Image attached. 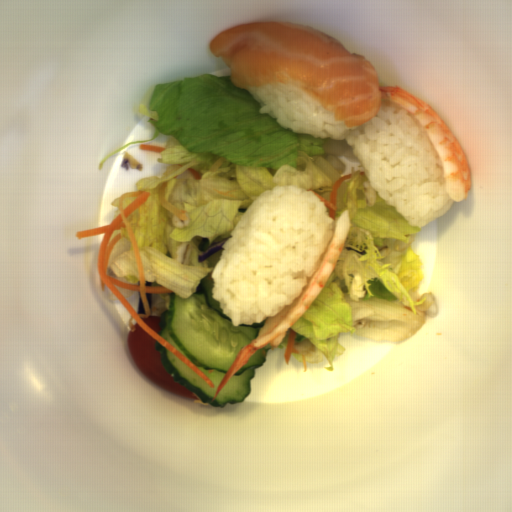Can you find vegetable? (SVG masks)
<instances>
[{
  "label": "vegetable",
  "mask_w": 512,
  "mask_h": 512,
  "mask_svg": "<svg viewBox=\"0 0 512 512\" xmlns=\"http://www.w3.org/2000/svg\"><path fill=\"white\" fill-rule=\"evenodd\" d=\"M350 175L341 182L336 198L335 221L346 210L351 212L337 266L278 346L286 348L293 329L299 353L290 357L299 363H320L325 358L328 371H333L336 357L344 354L339 344L343 333L400 344L412 339L440 311L435 295H417L425 275L423 261L413 251V235L422 227H411L377 192L369 206L366 171L353 166Z\"/></svg>",
  "instance_id": "2"
},
{
  "label": "vegetable",
  "mask_w": 512,
  "mask_h": 512,
  "mask_svg": "<svg viewBox=\"0 0 512 512\" xmlns=\"http://www.w3.org/2000/svg\"><path fill=\"white\" fill-rule=\"evenodd\" d=\"M111 206H115V214H114V217L115 219L118 217V215L121 213V209H120V197L117 198V199H114L111 203Z\"/></svg>",
  "instance_id": "4"
},
{
  "label": "vegetable",
  "mask_w": 512,
  "mask_h": 512,
  "mask_svg": "<svg viewBox=\"0 0 512 512\" xmlns=\"http://www.w3.org/2000/svg\"><path fill=\"white\" fill-rule=\"evenodd\" d=\"M116 235H121V237L110 252L106 274L126 285L139 287L141 281L134 249L126 226L116 229L112 233L108 244Z\"/></svg>",
  "instance_id": "3"
},
{
  "label": "vegetable",
  "mask_w": 512,
  "mask_h": 512,
  "mask_svg": "<svg viewBox=\"0 0 512 512\" xmlns=\"http://www.w3.org/2000/svg\"><path fill=\"white\" fill-rule=\"evenodd\" d=\"M230 75L201 74L155 85L139 116L154 128L150 139L133 141L113 151L99 163L133 144L169 136L158 163L167 167L161 177L136 181L137 192L148 191L144 204L128 217L137 240L145 282L164 286L171 293H151L149 316L169 309L171 294L187 299L196 294L201 280L213 272L208 258L200 261L202 238L212 243L231 233L251 204L276 186H298L327 202L335 181L341 178L326 160L324 138L294 133L277 119L259 113L260 104L246 87H236ZM223 157L222 167L210 172ZM202 175L195 180L186 170ZM167 181L166 200L185 210L187 221L158 201Z\"/></svg>",
  "instance_id": "1"
},
{
  "label": "vegetable",
  "mask_w": 512,
  "mask_h": 512,
  "mask_svg": "<svg viewBox=\"0 0 512 512\" xmlns=\"http://www.w3.org/2000/svg\"><path fill=\"white\" fill-rule=\"evenodd\" d=\"M137 198L136 197H128L123 199L122 208L126 209L129 207Z\"/></svg>",
  "instance_id": "5"
}]
</instances>
